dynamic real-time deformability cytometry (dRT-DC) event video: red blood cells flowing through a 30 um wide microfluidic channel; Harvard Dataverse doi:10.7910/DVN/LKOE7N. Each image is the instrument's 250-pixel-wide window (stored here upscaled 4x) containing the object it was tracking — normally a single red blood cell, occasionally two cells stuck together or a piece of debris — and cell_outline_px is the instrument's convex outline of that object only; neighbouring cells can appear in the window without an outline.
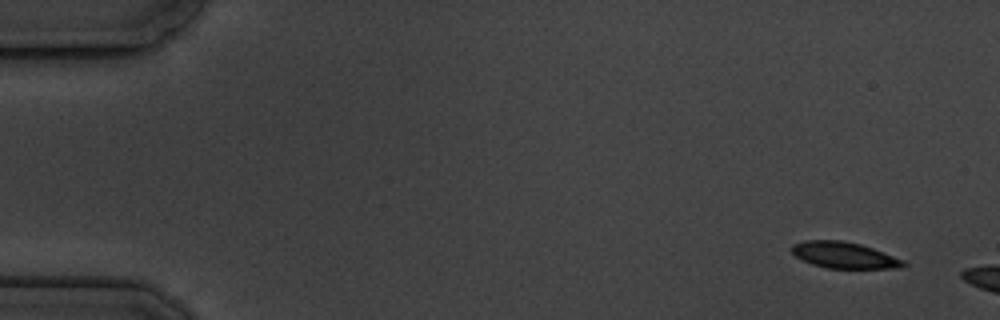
{"species": "common noctule bat (a hibernating species)", "species_latin": "Nyctalus noctula", "temperature_condition": "cold", "stored_images_in_passage": 3, "camera_frame_rate_fps": 3000, "um_per_image_px": 0.085, "animal": {"sex": "male", "body_mass_g": 19.5, "forearm_length_mm": 54.6}, "frame": {"image": 1, "passage_image": 1, "time_ms": 0.0, "image_size_px": [1000, 320], "cell_outline_px": [[908, 264], [900, 268], [828, 268], [812, 264], [796, 256], [792, 252], [792, 244], [804, 240], [840, 240], [860, 244], [872, 248], [904, 260]], "centroid_in_image_um": [71.75, 21.68], "position_along_channel_um": 13.2, "area_um2": 16.94}}